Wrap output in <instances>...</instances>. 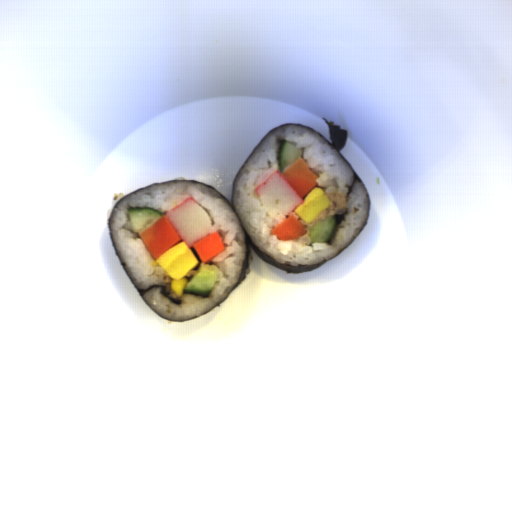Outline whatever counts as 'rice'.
Segmentation results:
<instances>
[{"instance_id": "rice-1", "label": "rice", "mask_w": 512, "mask_h": 512, "mask_svg": "<svg viewBox=\"0 0 512 512\" xmlns=\"http://www.w3.org/2000/svg\"><path fill=\"white\" fill-rule=\"evenodd\" d=\"M285 139L302 149V158L308 167L319 176L318 183L332 204L319 212L316 219L307 223L293 213L306 227V234L296 240H278L271 233L276 220L263 208L256 185L263 182L274 171H279V142ZM355 173L337 150H332L315 134L303 127L288 125L266 138L254 150L250 159L241 168L234 187L233 206L255 245L279 263L288 261L292 266L313 265L337 255L351 240L354 232L368 216L367 194L363 183L355 181ZM354 183V185H353ZM346 184L352 187L347 198ZM328 244H311L308 230L326 216L344 213Z\"/></svg>"}, {"instance_id": "rice-2", "label": "rice", "mask_w": 512, "mask_h": 512, "mask_svg": "<svg viewBox=\"0 0 512 512\" xmlns=\"http://www.w3.org/2000/svg\"><path fill=\"white\" fill-rule=\"evenodd\" d=\"M195 199L206 210L216 224L225 244V251L208 263H202L195 250L191 249L199 263L186 277L189 281L197 274L201 265L212 264L218 268V279L207 297L193 293H182L177 297L170 291V277L156 264L139 233L132 232L128 207H149L164 215L186 198ZM111 230L117 253L137 288H148L152 284L165 285L169 295L180 300L173 303L154 288L143 295L146 302L159 314L171 319L194 317L221 301L236 283L247 249L242 227L232 208L216 191L205 185L176 181L164 185H152L126 196L117 206L111 220Z\"/></svg>"}]
</instances>
